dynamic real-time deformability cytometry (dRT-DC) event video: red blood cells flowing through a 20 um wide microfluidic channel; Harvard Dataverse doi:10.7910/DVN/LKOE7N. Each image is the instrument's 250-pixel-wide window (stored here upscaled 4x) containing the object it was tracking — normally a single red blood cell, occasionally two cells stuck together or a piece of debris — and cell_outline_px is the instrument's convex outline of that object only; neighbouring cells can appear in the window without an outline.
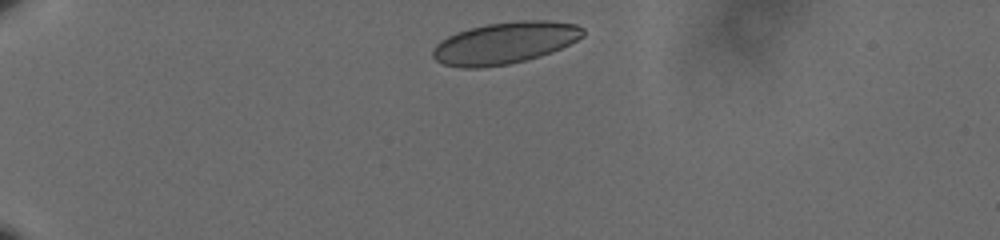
{"species": "human", "species_latin": "Homo sapiens", "temperature_condition": "cold", "stored_images_in_passage": 41, "camera_frame_rate_fps": 3000, "um_per_image_px": 0.085, "donor": {"sex": "male"}, "frame": {"image": 1, "passage_image": 1, "time_ms": 0.0, "image_size_px": [1000, 240], "cell_outline_px": [[584, 36], [552, 52], [540, 56], [508, 64], [480, 68], [460, 68], [444, 64], [436, 60], [432, 56], [432, 52], [436, 44], [440, 40], [456, 32], [488, 24], [516, 20], [548, 20], [576, 24], [584, 28]], "centroid_in_image_um": [42.91, 3.65], "position_along_channel_um": 42.1, "area_um2": 36.53}}
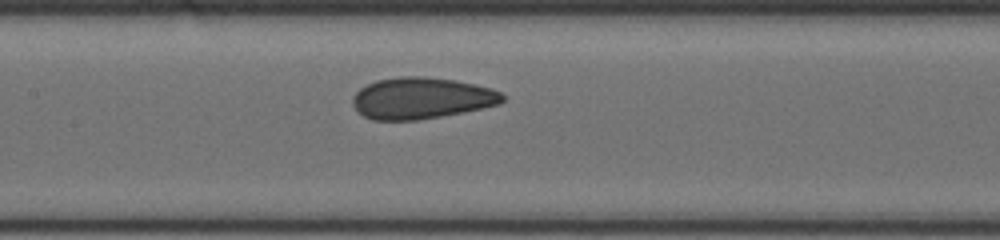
{"frame": {"image": 2, "passage_image": 17, "time_ms": 5.333, "image_size_px": [1000, 240], "cell_outline_px": [[504, 100], [500, 104], [440, 116], [416, 120], [372, 120], [364, 116], [352, 104], [352, 96], [360, 88], [376, 80], [400, 76], [424, 76], [456, 80], [476, 84], [492, 88], [500, 92], [504, 96]], "centroid_in_image_um": [35.81, 8.33], "position_along_channel_um": 171.6, "area_um2": 36.13}}
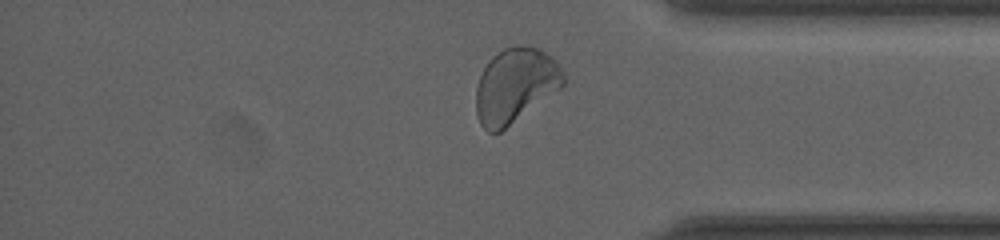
{"frame": {"image": 3, "passage_image": 36, "time_ms": 11.667, "image_size_px": [1000, 240], "cell_outline_px": [[568, 80], [560, 88], [500, 132], [488, 132], [480, 124], [476, 112], [476, 88], [480, 76], [484, 68], [492, 56], [504, 48], [516, 44], [520, 44], [536, 48], [544, 52], [556, 60], [564, 72]], "centroid_in_image_um": [43.8, 7.24], "position_along_channel_um": 391.4, "area_um2": 37.92}, "authors_computed_cell_mechanics": {"area_um2": 36.2406, "velocity_mm_per_s": 3.5841, "shape_relaxation_time_tau1_ms": 6.7152, "shape_relaxation_time_tau2_ms": 0.744, "deformation_change_tau1": 0.1248, "deformation_change_tau2": 0.0606}}